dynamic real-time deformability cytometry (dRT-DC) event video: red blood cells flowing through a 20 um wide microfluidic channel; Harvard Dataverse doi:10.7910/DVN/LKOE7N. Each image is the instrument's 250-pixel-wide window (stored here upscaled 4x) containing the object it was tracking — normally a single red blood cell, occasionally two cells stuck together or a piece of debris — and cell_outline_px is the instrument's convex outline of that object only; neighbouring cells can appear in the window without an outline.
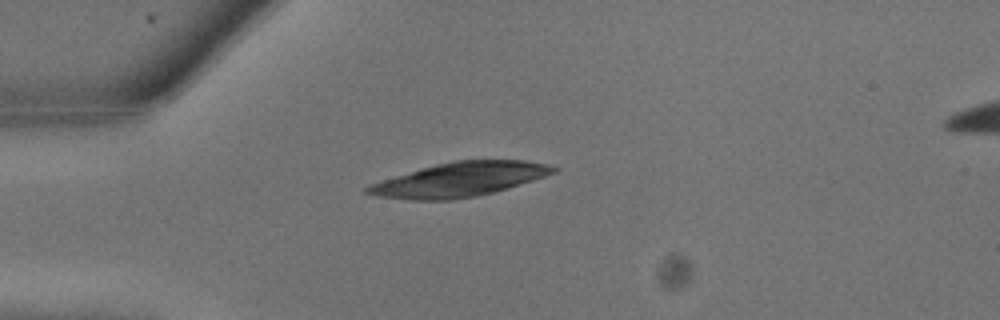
{"species": "common noctule bat (a hibernating species)", "species_latin": "Nyctalus noctula", "temperature_condition": "warm", "stored_images_in_passage": 2, "camera_frame_rate_fps": 3000, "um_per_image_px": 0.085, "animal": {"sex": "male", "body_mass_g": 13.3}, "frame": {"image": 1, "passage_image": 1, "time_ms": 0.0, "image_size_px": [1000, 320], "cell_outline_px": [[560, 168], [556, 172], [532, 180], [492, 192], [476, 196], [452, 200], [412, 200], [376, 196], [364, 192], [364, 188], [372, 184], [396, 176], [436, 164], [456, 160], [524, 160], [548, 164]], "centroid_in_image_um": [39.08, 15.26], "position_along_channel_um": 45.9, "area_um2": 36.47}}